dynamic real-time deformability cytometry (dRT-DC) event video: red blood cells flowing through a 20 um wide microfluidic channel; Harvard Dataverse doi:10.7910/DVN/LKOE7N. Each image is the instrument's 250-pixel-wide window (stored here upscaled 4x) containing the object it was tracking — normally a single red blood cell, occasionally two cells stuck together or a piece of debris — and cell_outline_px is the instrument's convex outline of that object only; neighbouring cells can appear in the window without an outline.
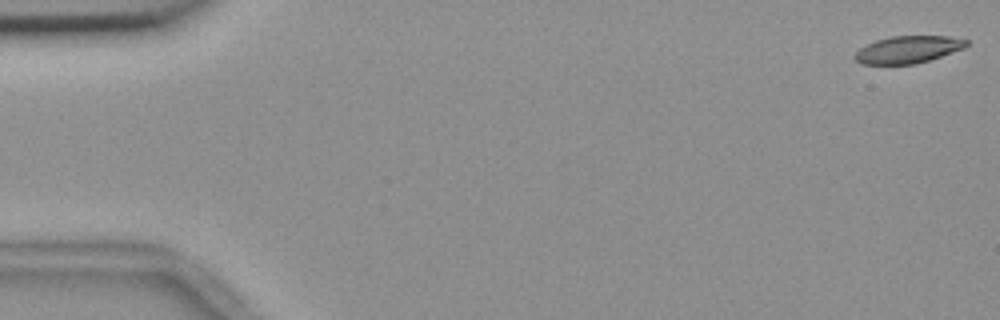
{"species": "common noctule bat (a hibernating species)", "species_latin": "Nyctalus noctula", "temperature_condition": "room temperature", "stored_images_in_passage": 50, "camera_frame_rate_fps": 3000, "um_per_image_px": 0.085, "animal": {"sex": "female", "body_mass_g": 18.4}, "frame": {"image": 1, "passage_image": 1, "time_ms": 0.0, "image_size_px": [1000, 320], "cell_outline_px": [[968, 44], [964, 48], [916, 64], [860, 64], [852, 56], [860, 48], [876, 40], [892, 36], [948, 36], [968, 40]], "centroid_in_image_um": [77.16, 4.21], "position_along_channel_um": 7.8, "area_um2": 17.57}}
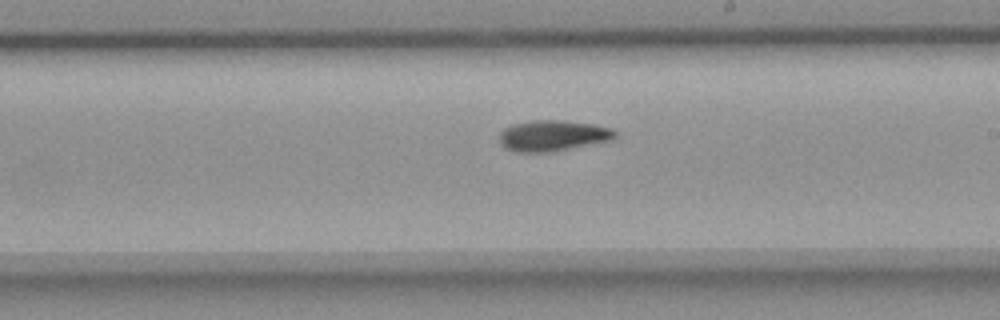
{"frame": {"image": 2, "passage_image": 32, "time_ms": 10.333, "image_size_px": [1000, 320], "cell_outline_px": [[620, 136], [612, 140], [552, 152], [516, 152], [500, 144], [500, 132], [504, 128], [512, 124], [532, 120], [564, 120], [592, 124], [612, 128]], "centroid_in_image_um": [47.02, 11.52], "position_along_channel_um": 242.0, "area_um2": 20.98}}
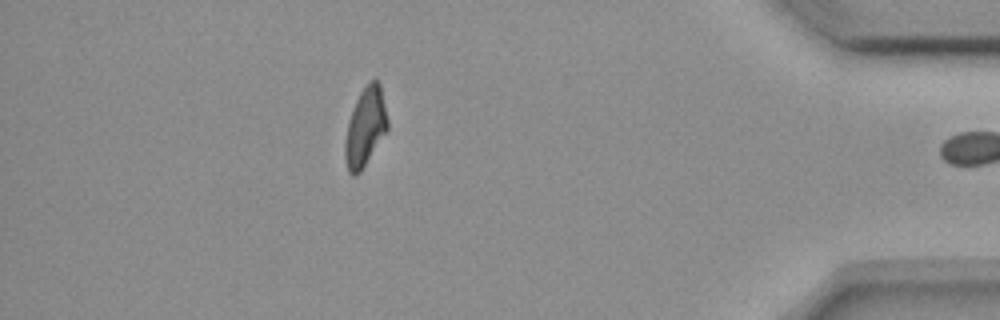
{"frame": {"image": 3, "passage_image": 49, "time_ms": 16.0, "image_size_px": [1000, 320], "cell_outline_px": [[388, 128], [360, 172], [356, 176], [352, 176], [348, 172], [344, 156], [344, 144], [348, 120], [356, 100], [360, 92], [368, 80], [376, 80], [380, 84], [388, 120]], "centroid_in_image_um": [31.03, 10.8], "position_along_channel_um": 404.2, "area_um2": 19.42}}